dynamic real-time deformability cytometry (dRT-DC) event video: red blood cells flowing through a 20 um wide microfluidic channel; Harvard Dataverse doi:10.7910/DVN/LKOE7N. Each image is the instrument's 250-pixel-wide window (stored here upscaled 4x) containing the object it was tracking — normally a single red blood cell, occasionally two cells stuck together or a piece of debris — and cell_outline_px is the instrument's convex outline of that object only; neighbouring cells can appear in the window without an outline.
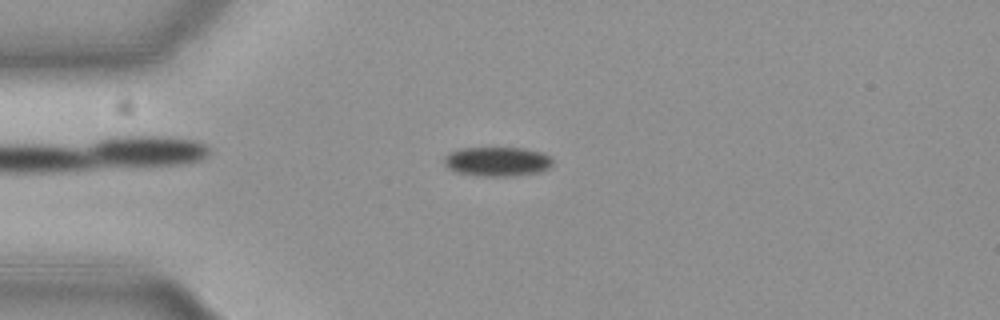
{"species": "common noctule bat (a hibernating species)", "species_latin": "Nyctalus noctula", "temperature_condition": "cold", "stored_images_in_passage": 42, "camera_frame_rate_fps": 3000, "um_per_image_px": 0.085, "animal": {"sex": "female", "body_mass_g": 19.3, "forearm_length_mm": 54.1}, "frame": {"image": 1, "passage_image": 9, "time_ms": 2.667, "image_size_px": [1000, 320], "cell_outline_px": [[552, 164], [548, 168], [540, 172], [516, 176], [476, 176], [456, 172], [448, 168], [444, 164], [444, 156], [460, 148], [524, 148], [540, 152], [548, 156], [552, 160]], "centroid_in_image_um": [42.24, 13.74], "position_along_channel_um": 42.8, "area_um2": 18.61}}
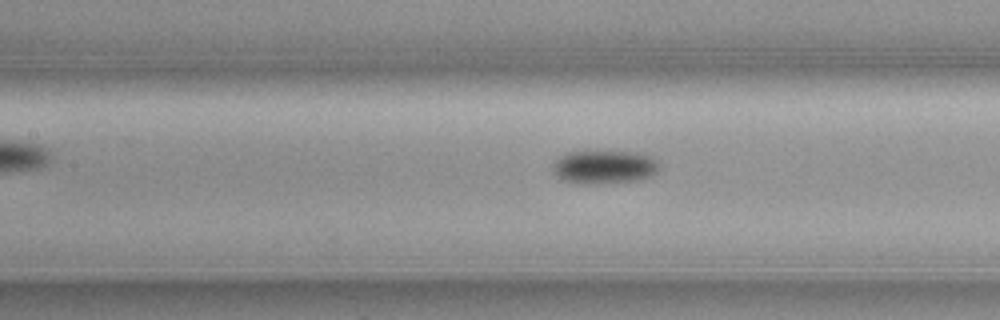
{"frame": {"image": 2, "passage_image": 20, "time_ms": 6.333, "image_size_px": [1000, 320], "cell_outline_px": [[660, 168], [652, 176], [640, 180], [596, 184], [580, 184], [564, 180], [552, 168], [552, 164], [560, 156], [568, 152], [584, 148], [640, 152], [652, 156], [660, 164]], "centroid_in_image_um": [51.4, 14.13], "position_along_channel_um": 156.0, "area_um2": 21.85}}
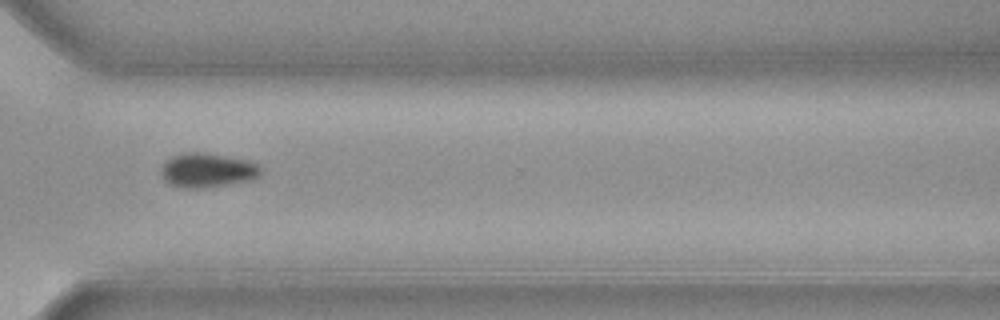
{"frame": {"image": 3, "passage_image": 36, "time_ms": 11.667, "image_size_px": [1000, 320], "cell_outline_px": [[260, 176], [252, 180], [208, 188], [184, 188], [172, 184], [164, 180], [160, 172], [164, 164], [172, 156], [188, 152], [200, 152], [248, 160], [256, 164], [260, 168]], "centroid_in_image_um": [17.64, 14.49], "position_along_channel_um": 353.0, "area_um2": 19.77}, "authors_computed_cell_mechanics": {"area_um2": 19.7965, "velocity_mm_per_s": 3.7041, "shape_relaxation_time_tau1_ms": 4.0024, "shape_relaxation_time_tau2_ms": null, "deformation_change_tau1": 0.0542, "deformation_change_tau2": null}}